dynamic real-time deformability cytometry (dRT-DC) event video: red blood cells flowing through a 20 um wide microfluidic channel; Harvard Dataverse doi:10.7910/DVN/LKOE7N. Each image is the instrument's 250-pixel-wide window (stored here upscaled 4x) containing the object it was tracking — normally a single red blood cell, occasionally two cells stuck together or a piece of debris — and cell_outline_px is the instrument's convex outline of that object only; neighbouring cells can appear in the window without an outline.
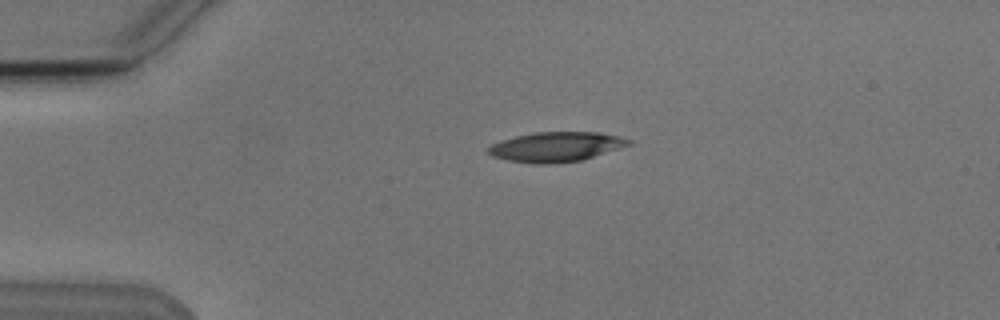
{"species": "Egyptian fruit bat (a non-hibernating species)", "species_latin": "Rousettus aegyptiacus", "temperature_condition": "cold", "stored_images_in_passage": 2, "camera_frame_rate_fps": 3000, "um_per_image_px": 0.085, "animal": {"sex": "male"}, "frame": {"image": 1, "passage_image": 1, "time_ms": 0.0, "image_size_px": [1000, 320], "cell_outline_px": [[632, 144], [584, 160], [552, 164], [532, 164], [508, 160], [492, 156], [488, 152], [488, 148], [492, 144], [500, 140], [532, 132], [600, 132], [620, 136], [632, 140]], "centroid_in_image_um": [47.29, 12.48], "position_along_channel_um": 37.7, "area_um2": 24.62}}